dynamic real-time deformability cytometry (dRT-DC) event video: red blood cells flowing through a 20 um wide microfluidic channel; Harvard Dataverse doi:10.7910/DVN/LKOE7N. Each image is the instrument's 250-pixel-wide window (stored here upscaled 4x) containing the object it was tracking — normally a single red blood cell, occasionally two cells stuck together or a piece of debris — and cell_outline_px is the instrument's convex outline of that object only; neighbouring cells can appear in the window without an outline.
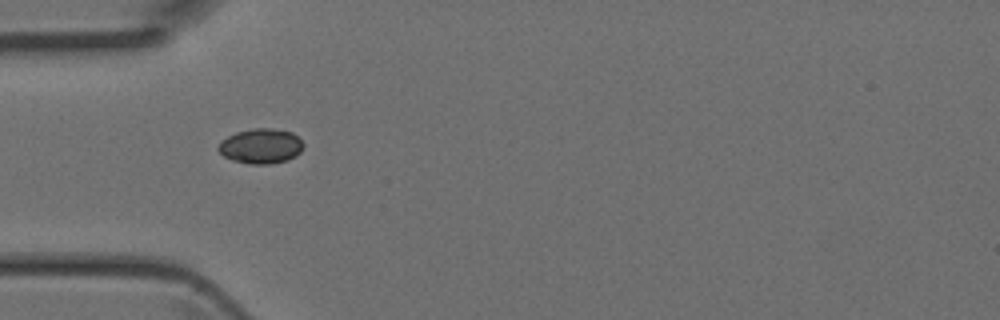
{"species": "Egyptian fruit bat (a non-hibernating species)", "species_latin": "Rousettus aegyptiacus", "temperature_condition": "room temperature", "stored_images_in_passage": 2, "camera_frame_rate_fps": 3000, "um_per_image_px": 0.085, "animal": {"sex": "female"}, "frame": {"image": 1, "passage_image": 2, "time_ms": 0.333, "image_size_px": [1000, 320], "cell_outline_px": [[304, 144], [300, 152], [296, 156], [288, 160], [268, 164], [248, 164], [232, 160], [224, 156], [216, 148], [220, 140], [236, 132], [252, 128], [272, 128], [292, 132]], "centroid_in_image_um": [22.15, 12.42], "position_along_channel_um": 62.9, "area_um2": 17.46}}